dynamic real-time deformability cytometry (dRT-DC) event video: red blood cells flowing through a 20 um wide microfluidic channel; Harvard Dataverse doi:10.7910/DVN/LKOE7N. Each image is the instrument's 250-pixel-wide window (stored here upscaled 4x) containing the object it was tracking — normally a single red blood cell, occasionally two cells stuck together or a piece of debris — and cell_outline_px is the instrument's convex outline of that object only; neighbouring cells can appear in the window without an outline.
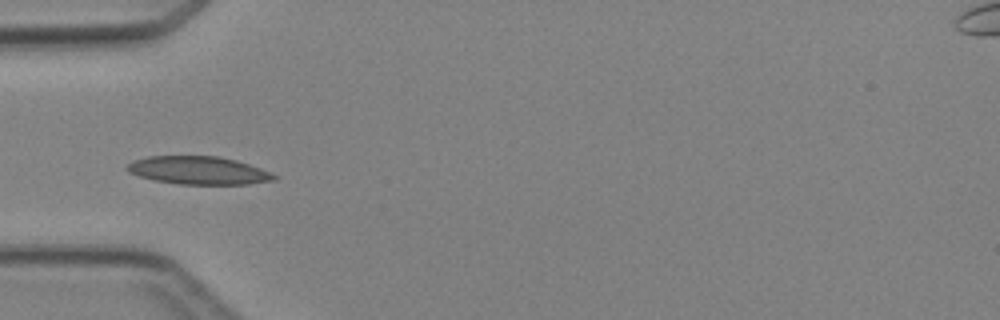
{"species": "Egyptian fruit bat (a non-hibernating species)", "species_latin": "Rousettus aegyptiacus", "temperature_condition": "cold", "stored_images_in_passage": 5, "camera_frame_rate_fps": 3000, "um_per_image_px": 0.085, "animal": {"sex": "female"}, "frame": {"image": 1, "passage_image": 4, "time_ms": 3.333, "image_size_px": [1000, 320], "cell_outline_px": [[276, 180], [248, 184], [180, 184], [152, 180], [128, 172], [124, 168], [132, 160], [148, 156], [216, 156], [236, 160], [260, 168], [276, 176]], "centroid_in_image_um": [16.81, 14.48], "position_along_channel_um": 68.2, "area_um2": 23.93}}
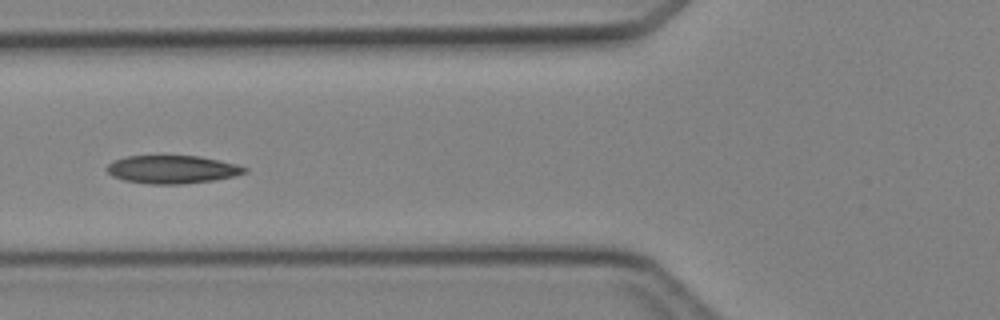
{"frame": {"image": 2, "passage_image": 5, "time_ms": 4.333, "image_size_px": [1000, 320], "cell_outline_px": [[248, 172], [236, 176], [216, 180], [180, 184], [148, 184], [124, 180], [112, 176], [104, 168], [112, 160], [128, 156], [200, 156], [220, 160], [236, 164], [248, 168]], "centroid_in_image_um": [14.65, 14.4], "position_along_channel_um": 111.1, "area_um2": 22.77}}